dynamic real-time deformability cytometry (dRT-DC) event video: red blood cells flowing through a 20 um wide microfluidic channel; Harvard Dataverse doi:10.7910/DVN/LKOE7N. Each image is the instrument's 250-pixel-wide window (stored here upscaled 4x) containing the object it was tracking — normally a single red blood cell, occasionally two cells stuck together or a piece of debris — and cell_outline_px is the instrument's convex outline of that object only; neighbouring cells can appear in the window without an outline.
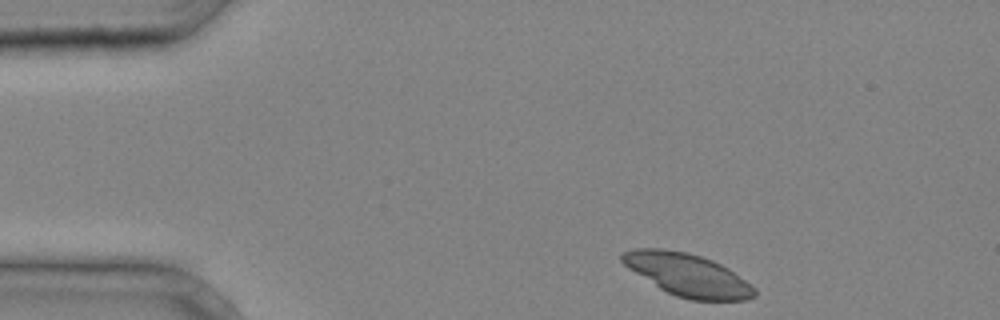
{"species": "common noctule bat (a hibernating species)", "species_latin": "Nyctalus noctula", "temperature_condition": "cold", "stored_images_in_passage": 2, "camera_frame_rate_fps": 3000, "um_per_image_px": 0.085, "animal": {"sex": "male", "body_mass_g": 20.4}, "frame": {"image": 1, "passage_image": 1, "time_ms": 0.0, "image_size_px": [1000, 320], "cell_outline_px": [[756, 296], [748, 300], [688, 300], [676, 296], [660, 288], [628, 268], [620, 260], [620, 256], [624, 252], [636, 248], [660, 248], [688, 252], [712, 260], [728, 268], [752, 284], [756, 288]], "centroid_in_image_um": [58.48, 23.37], "position_along_channel_um": 26.5, "area_um2": 32.77}}